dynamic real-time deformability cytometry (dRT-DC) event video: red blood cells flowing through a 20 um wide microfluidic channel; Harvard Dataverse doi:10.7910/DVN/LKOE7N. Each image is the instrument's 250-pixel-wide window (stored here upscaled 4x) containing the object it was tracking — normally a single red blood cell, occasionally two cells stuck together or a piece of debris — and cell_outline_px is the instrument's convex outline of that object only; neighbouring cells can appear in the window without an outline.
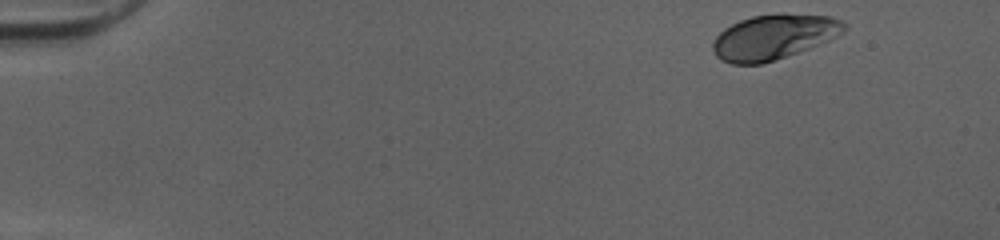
{"species": "human", "species_latin": "Homo sapiens", "temperature_condition": "cold", "stored_images_in_passage": 47, "camera_frame_rate_fps": 3000, "um_per_image_px": 0.085, "donor": {"sex": "female"}, "frame": {"image": 1, "passage_image": 1, "time_ms": 0.0, "image_size_px": [1000, 240], "cell_outline_px": [[848, 28], [844, 32], [820, 44], [760, 64], [732, 64], [720, 60], [716, 56], [712, 48], [712, 44], [716, 36], [724, 28], [740, 20], [752, 16], [780, 12], [784, 12], [832, 16], [840, 20]], "centroid_in_image_um": [65.76, 3.11], "position_along_channel_um": 19.2, "area_um2": 34.56}}
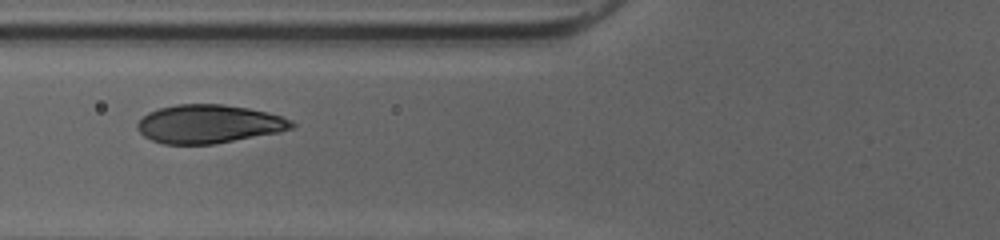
{"frame": {"image": 2, "passage_image": 17, "time_ms": 5.333, "image_size_px": [1000, 240], "cell_outline_px": [[296, 124], [292, 128], [280, 132], [212, 144], [164, 144], [152, 140], [144, 136], [136, 128], [136, 124], [148, 112], [160, 108], [176, 104], [220, 104], [248, 108], [268, 112], [292, 120]], "centroid_in_image_um": [17.75, 10.53], "position_along_channel_um": 108.1, "area_um2": 34.51}}
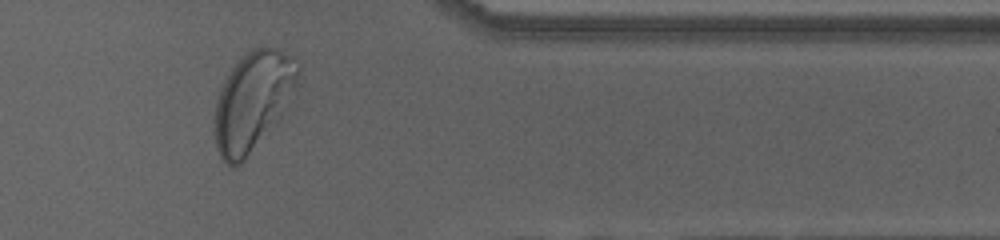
{"frame": {"image": 3, "passage_image": 39, "time_ms": 12.667, "image_size_px": [1000, 240], "cell_outline_px": [[300, 68], [296, 84], [276, 124], [244, 160], [236, 168], [232, 168], [220, 156], [216, 148], [212, 120], [216, 100], [220, 88], [224, 80], [232, 68], [252, 48], [276, 48], [292, 56]], "centroid_in_image_um": [21.43, 8.64], "position_along_channel_um": 390.0, "area_um2": 47.8}, "authors_computed_cell_mechanics": {"area_um2": 35.3736, "velocity_mm_per_s": 4.0051, "shape_relaxation_time_tau1_ms": 2.5679, "shape_relaxation_time_tau2_ms": null, "deformation_change_tau1": 0.1487, "deformation_change_tau2": null}}